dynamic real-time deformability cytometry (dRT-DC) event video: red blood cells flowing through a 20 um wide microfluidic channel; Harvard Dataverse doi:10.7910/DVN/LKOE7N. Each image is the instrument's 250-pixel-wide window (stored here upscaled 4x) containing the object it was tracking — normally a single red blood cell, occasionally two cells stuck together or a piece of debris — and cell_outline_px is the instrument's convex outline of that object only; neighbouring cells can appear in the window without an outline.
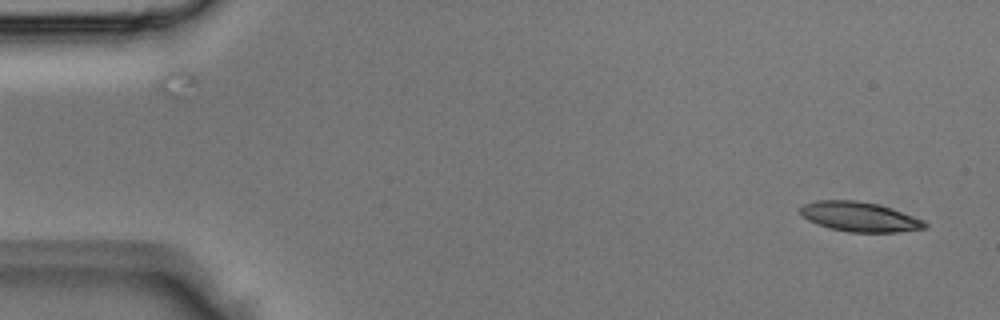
{"species": "Egyptian fruit bat (a non-hibernating species)", "species_latin": "Rousettus aegyptiacus", "temperature_condition": "room temperature", "stored_images_in_passage": 3, "camera_frame_rate_fps": 3000, "um_per_image_px": 0.085, "animal": {"sex": "male"}, "frame": {"image": 1, "passage_image": 1, "time_ms": 0.0, "image_size_px": [1000, 320], "cell_outline_px": [[928, 228], [896, 232], [848, 232], [828, 228], [816, 224], [808, 220], [800, 212], [800, 208], [804, 204], [816, 200], [856, 200], [876, 204], [892, 208], [924, 220], [928, 224]], "centroid_in_image_um": [73.08, 18.43], "position_along_channel_um": 11.9, "area_um2": 21.62}}